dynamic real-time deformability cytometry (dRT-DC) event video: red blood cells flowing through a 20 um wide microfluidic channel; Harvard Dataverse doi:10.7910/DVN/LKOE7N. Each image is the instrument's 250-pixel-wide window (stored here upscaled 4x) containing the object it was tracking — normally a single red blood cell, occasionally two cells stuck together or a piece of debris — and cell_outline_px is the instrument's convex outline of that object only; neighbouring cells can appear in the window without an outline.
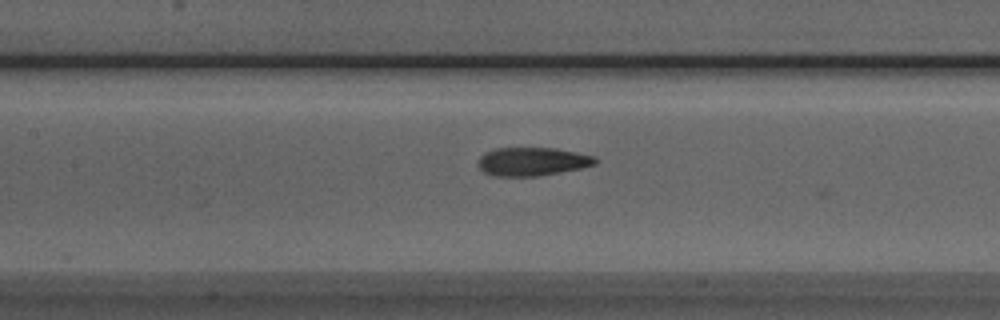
{"species": "Egyptian fruit bat (a non-hibernating species)", "species_latin": "Rousettus aegyptiacus", "temperature_condition": "room temperature", "stored_images_in_passage": 19, "camera_frame_rate_fps": 3000, "um_per_image_px": 0.085, "animal": {"sex": "male"}, "frame": {"image": 1, "passage_image": 8, "time_ms": 2.333, "image_size_px": [1000, 320], "cell_outline_px": [[596, 164], [580, 168], [560, 172], [536, 176], [492, 176], [484, 172], [480, 168], [480, 156], [484, 152], [496, 148], [556, 148], [596, 156]], "centroid_in_image_um": [45.25, 13.72], "position_along_channel_um": 162.2, "area_um2": 19.31}}
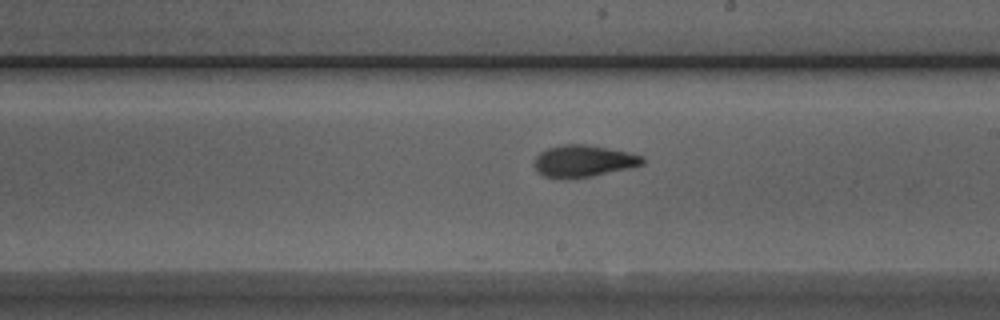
{"frame": {"image": 2, "passage_image": 14, "time_ms": 4.333, "image_size_px": [1000, 320], "cell_outline_px": [[644, 164], [632, 168], [592, 176], [544, 176], [532, 164], [536, 156], [540, 152], [548, 148], [564, 144], [584, 144], [628, 152], [644, 156]], "centroid_in_image_um": [49.64, 13.66], "position_along_channel_um": 239.4, "area_um2": 19.59}}
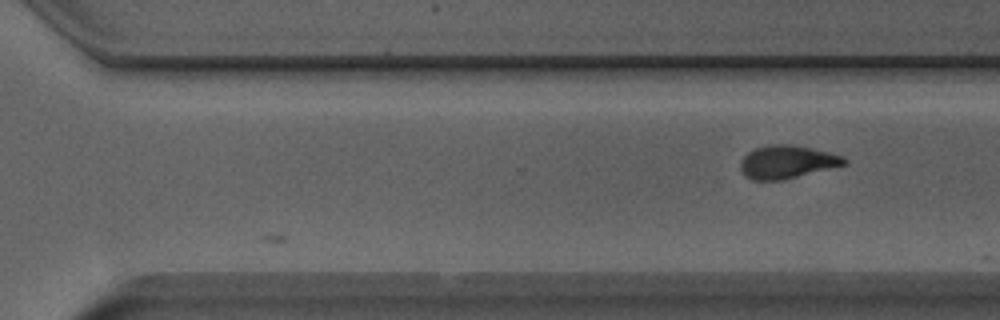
{"frame": {"image": 3, "passage_image": 19, "time_ms": 6.0, "image_size_px": [1000, 320], "cell_outline_px": [[848, 164], [780, 180], [752, 180], [744, 176], [740, 168], [740, 160], [748, 152], [756, 148], [772, 144], [792, 144], [828, 152], [844, 156], [848, 160]], "centroid_in_image_um": [66.89, 13.76], "position_along_channel_um": 303.7, "area_um2": 19.94}}